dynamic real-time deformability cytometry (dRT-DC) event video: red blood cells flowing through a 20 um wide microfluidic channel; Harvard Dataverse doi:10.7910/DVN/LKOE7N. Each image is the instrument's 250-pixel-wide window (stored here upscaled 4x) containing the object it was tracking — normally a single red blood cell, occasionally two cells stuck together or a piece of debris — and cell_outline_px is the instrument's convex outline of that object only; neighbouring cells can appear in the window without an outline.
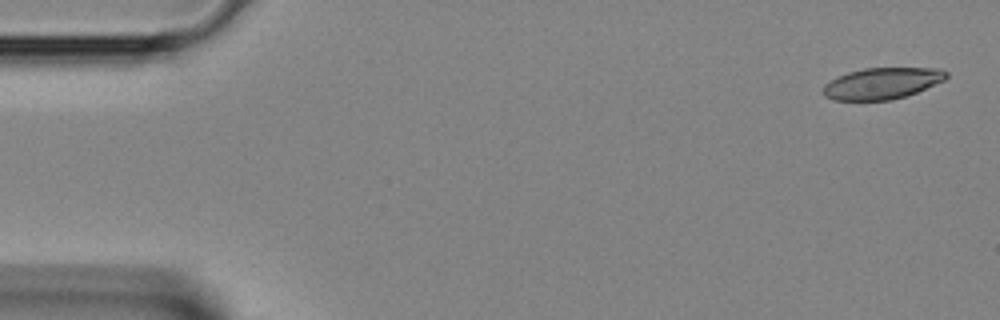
{"species": "Egyptian fruit bat (a non-hibernating species)", "species_latin": "Rousettus aegyptiacus", "temperature_condition": "room temperature", "stored_images_in_passage": 2, "camera_frame_rate_fps": 3000, "um_per_image_px": 0.085, "animal": {"sex": "female"}, "frame": {"image": 1, "passage_image": 1, "time_ms": 0.0, "image_size_px": [1000, 320], "cell_outline_px": [[948, 76], [944, 80], [916, 92], [892, 100], [832, 100], [824, 96], [824, 84], [836, 76], [848, 72], [864, 68], [940, 68], [948, 72]], "centroid_in_image_um": [74.95, 7.08], "position_along_channel_um": 10.0, "area_um2": 22.48}}